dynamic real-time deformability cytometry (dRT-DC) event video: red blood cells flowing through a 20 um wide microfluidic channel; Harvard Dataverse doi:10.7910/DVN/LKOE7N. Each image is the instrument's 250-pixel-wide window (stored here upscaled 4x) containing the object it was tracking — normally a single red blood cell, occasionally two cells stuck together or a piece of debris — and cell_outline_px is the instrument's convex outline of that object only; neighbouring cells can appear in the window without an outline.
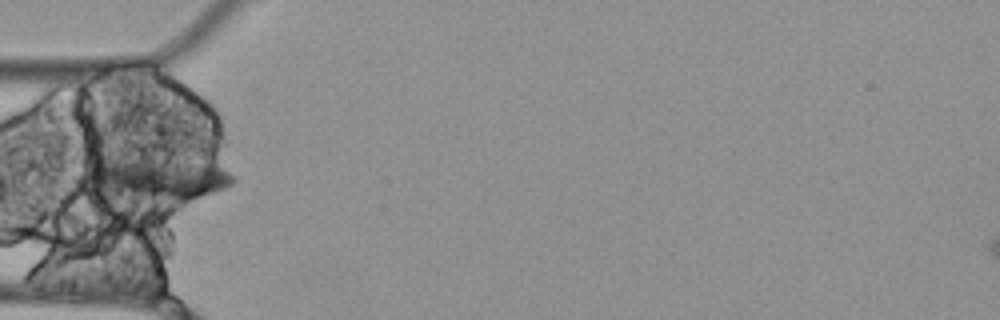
{"species": "Egyptian fruit bat (a non-hibernating species)", "species_latin": "Rousettus aegyptiacus", "temperature_condition": "cold", "stored_images_in_passage": 11, "segment_of_instrument_passage": [1, 2], "camera_frame_rate_fps": 3000, "um_per_image_px": 0.085, "animal": {"sex": "female"}, "frame": {"image": 1, "passage_image": 5, "time_ms": 1.333, "image_size_px": [1000, 320], "cell_outline_px": [[236, 180], [232, 184], [224, 188], [212, 192], [184, 200], [176, 200], [96, 196], [80, 176], [80, 168], [96, 164], [136, 160], [148, 160], [212, 164], [236, 176]], "centroid_in_image_um": [13.19, 15.25], "position_along_channel_um": 71.8, "area_um2": 35.37}}